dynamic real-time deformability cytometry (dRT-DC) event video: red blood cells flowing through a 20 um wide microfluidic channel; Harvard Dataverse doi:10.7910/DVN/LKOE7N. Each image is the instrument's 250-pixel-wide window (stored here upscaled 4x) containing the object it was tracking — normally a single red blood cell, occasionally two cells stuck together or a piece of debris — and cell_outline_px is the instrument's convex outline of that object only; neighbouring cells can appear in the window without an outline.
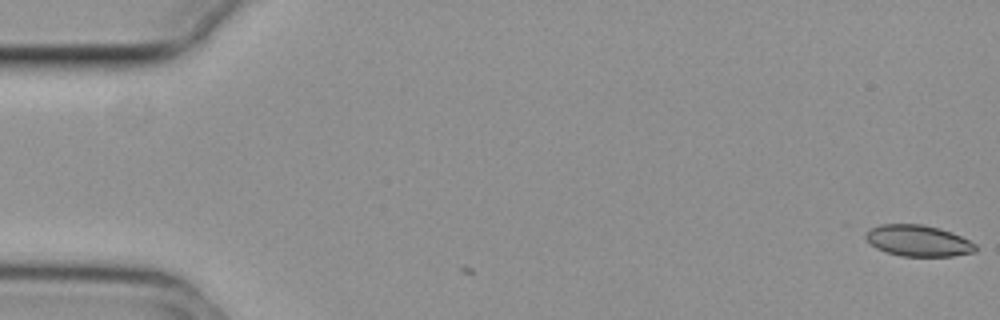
{"species": "common noctule bat (a hibernating species)", "species_latin": "Nyctalus noctula", "temperature_condition": "cold", "stored_images_in_passage": 4, "camera_frame_rate_fps": 3000, "um_per_image_px": 0.085, "animal": {"sex": "female", "body_mass_g": 29.2, "forearm_length_mm": 56.3}, "frame": {"image": 1, "passage_image": 1, "time_ms": 0.0, "image_size_px": [1000, 320], "cell_outline_px": [[976, 252], [952, 256], [900, 256], [884, 252], [876, 248], [864, 236], [872, 228], [880, 224], [920, 224], [940, 228], [952, 232], [976, 244]], "centroid_in_image_um": [78.06, 20.47], "position_along_channel_um": 6.9, "area_um2": 19.94}}